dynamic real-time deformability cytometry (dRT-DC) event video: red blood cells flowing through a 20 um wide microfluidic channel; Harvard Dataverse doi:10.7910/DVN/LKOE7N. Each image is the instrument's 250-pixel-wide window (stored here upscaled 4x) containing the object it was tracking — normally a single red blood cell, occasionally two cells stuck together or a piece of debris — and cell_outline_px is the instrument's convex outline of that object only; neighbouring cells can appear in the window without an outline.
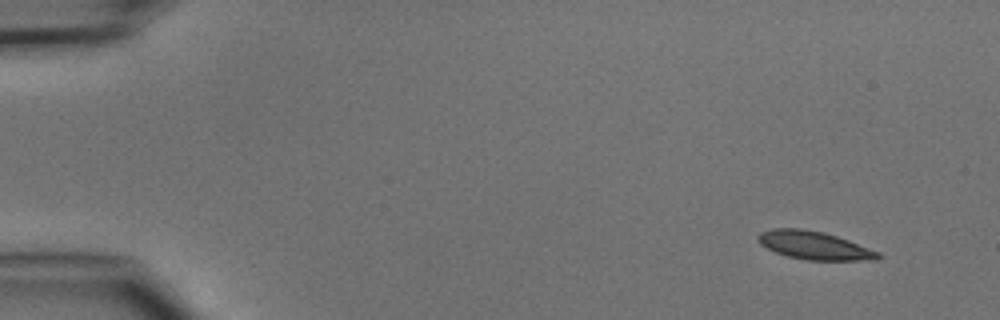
{"species": "common noctule bat (a hibernating species)", "species_latin": "Nyctalus noctula", "temperature_condition": "cold", "stored_images_in_passage": 3, "camera_frame_rate_fps": 3000, "um_per_image_px": 0.085, "animal": {"sex": "male", "body_mass_g": 15.6}, "frame": {"image": 1, "passage_image": 1, "time_ms": 0.0, "image_size_px": [1000, 320], "cell_outline_px": [[880, 256], [876, 260], [808, 260], [788, 256], [776, 252], [760, 244], [756, 240], [756, 236], [760, 232], [772, 228], [800, 228], [824, 232], [848, 240], [880, 252]], "centroid_in_image_um": [69.18, 20.85], "position_along_channel_um": 15.8, "area_um2": 19.65}}
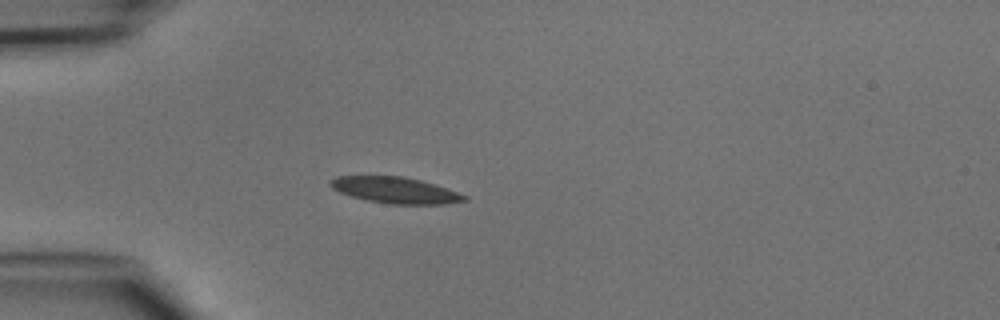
{"frame": {"image": 2, "passage_image": 3, "time_ms": 3.333, "image_size_px": [1000, 320], "cell_outline_px": [[468, 200], [444, 204], [388, 204], [368, 200], [352, 196], [340, 192], [332, 188], [328, 184], [328, 180], [336, 176], [404, 176], [436, 184], [448, 188], [468, 196]], "centroid_in_image_um": [33.61, 16.16], "position_along_channel_um": 51.4, "area_um2": 20.58}}